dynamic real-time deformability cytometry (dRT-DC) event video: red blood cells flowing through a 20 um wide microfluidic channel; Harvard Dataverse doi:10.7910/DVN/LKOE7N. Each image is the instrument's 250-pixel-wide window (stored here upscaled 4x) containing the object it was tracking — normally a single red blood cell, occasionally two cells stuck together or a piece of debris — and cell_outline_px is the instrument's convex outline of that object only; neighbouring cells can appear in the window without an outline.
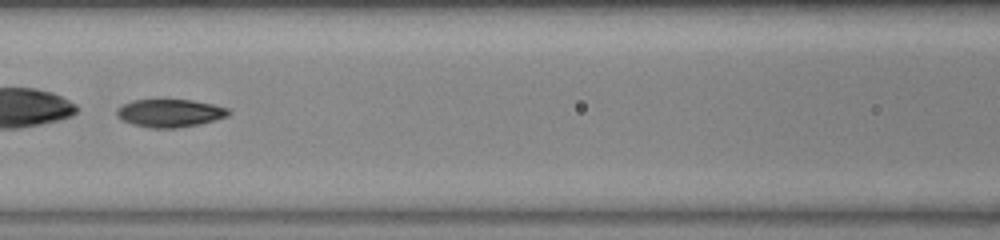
{"species": "common noctule bat (a hibernating species)", "species_latin": "Nyctalus noctula", "temperature_condition": "warm", "stored_images_in_passage": 51, "camera_frame_rate_fps": 3000, "um_per_image_px": 0.085, "animal": {"sex": "female", "body_mass_g": 23.0, "forearm_length_mm": 53.4}, "frame": {"image": 1, "passage_image": 23, "time_ms": 7.333, "image_size_px": [1000, 240], "cell_outline_px": [[232, 112], [228, 116], [200, 124], [176, 128], [152, 128], [132, 124], [116, 116], [116, 112], [124, 104], [132, 100], [192, 100], [212, 104], [228, 108]], "centroid_in_image_um": [14.48, 9.62], "position_along_channel_um": 152.1, "area_um2": 18.03}}